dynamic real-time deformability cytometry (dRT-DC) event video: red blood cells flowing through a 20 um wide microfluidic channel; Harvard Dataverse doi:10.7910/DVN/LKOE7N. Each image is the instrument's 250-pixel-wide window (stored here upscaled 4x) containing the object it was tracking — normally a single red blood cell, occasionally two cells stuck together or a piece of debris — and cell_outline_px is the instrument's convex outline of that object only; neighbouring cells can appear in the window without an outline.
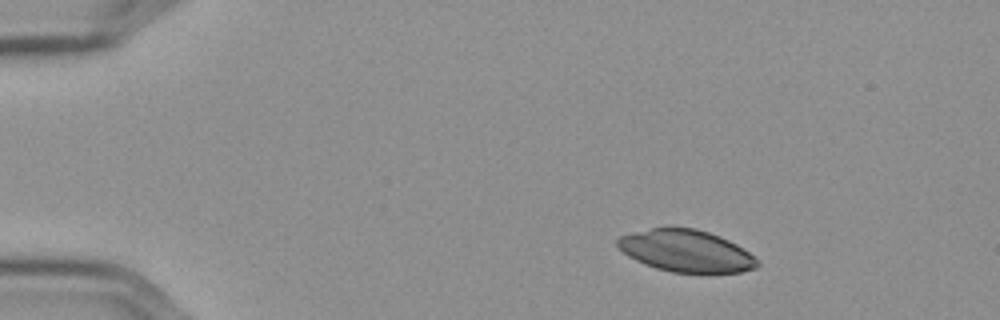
{"species": "Egyptian fruit bat (a non-hibernating species)", "species_latin": "Rousettus aegyptiacus", "temperature_condition": "cold", "stored_images_in_passage": 49, "camera_frame_rate_fps": 3000, "um_per_image_px": 0.085, "frame": {"image": 1, "passage_image": 1, "time_ms": 0.0, "image_size_px": [1000, 320], "cell_outline_px": [[760, 264], [756, 268], [740, 272], [672, 272], [656, 268], [644, 264], [628, 256], [616, 248], [616, 240], [620, 236], [652, 228], [696, 228], [720, 236], [736, 244], [748, 252]], "centroid_in_image_um": [58.28, 21.33], "position_along_channel_um": 26.7, "area_um2": 33.87}}
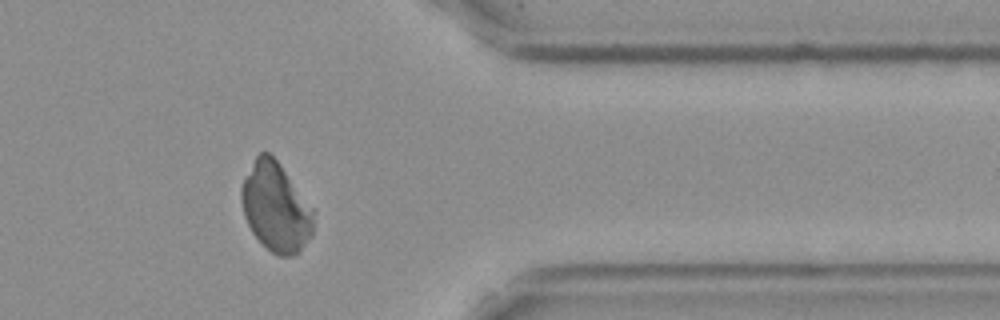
{"frame": {"image": 2, "passage_image": 39, "time_ms": 12.667, "image_size_px": [1000, 320], "cell_outline_px": [[312, 236], [292, 256], [280, 256], [272, 252], [252, 232], [244, 216], [240, 196], [240, 188], [256, 156], [260, 152], [268, 152], [280, 164], [312, 208]], "centroid_in_image_um": [23.41, 17.6], "position_along_channel_um": 388.0, "area_um2": 36.47}}
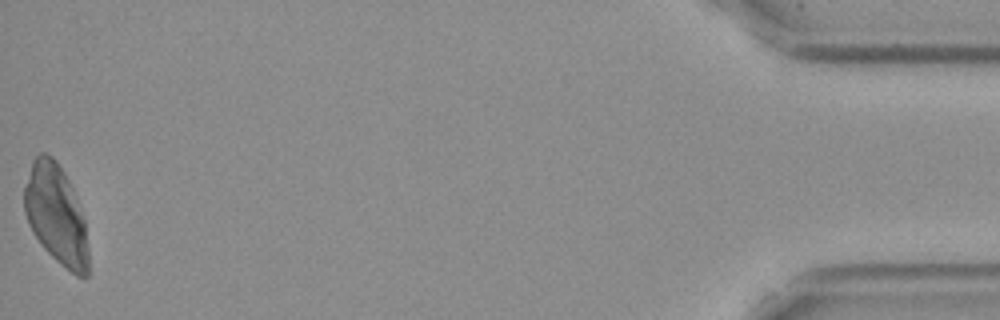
{"frame": {"image": 3, "passage_image": 49, "time_ms": 16.0, "image_size_px": [1000, 320], "cell_outline_px": [[88, 276], [76, 276], [60, 264], [40, 244], [32, 232], [28, 224], [24, 212], [24, 188], [32, 160], [40, 152], [44, 152], [52, 156], [56, 160], [64, 172], [76, 196], [84, 220], [88, 248]], "centroid_in_image_um": [4.75, 18.23], "position_along_channel_um": 430.4, "area_um2": 37.22}}